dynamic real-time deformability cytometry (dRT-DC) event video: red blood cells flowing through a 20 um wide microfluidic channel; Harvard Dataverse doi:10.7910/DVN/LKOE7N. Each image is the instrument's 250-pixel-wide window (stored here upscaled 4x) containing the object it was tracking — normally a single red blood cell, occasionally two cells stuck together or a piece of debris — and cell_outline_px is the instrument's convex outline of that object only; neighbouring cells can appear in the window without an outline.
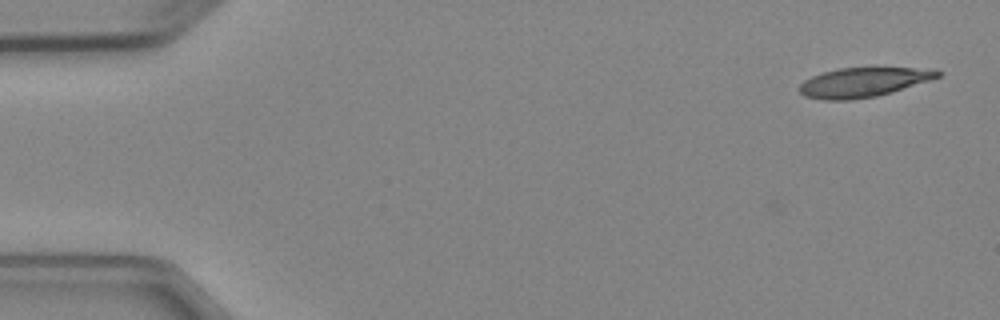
{"species": "Egyptian fruit bat (a non-hibernating species)", "species_latin": "Rousettus aegyptiacus", "temperature_condition": "cold", "stored_images_in_passage": 4, "camera_frame_rate_fps": 3000, "um_per_image_px": 0.085, "animal": {"sex": "female"}, "frame": {"image": 1, "passage_image": 1, "time_ms": 0.0, "image_size_px": [1000, 320], "cell_outline_px": [[944, 72], [940, 76], [892, 92], [876, 96], [852, 100], [824, 100], [804, 96], [796, 88], [804, 80], [812, 76], [824, 72], [840, 68], [912, 68]], "centroid_in_image_um": [73.29, 7.01], "position_along_channel_um": 11.7, "area_um2": 23.41}}
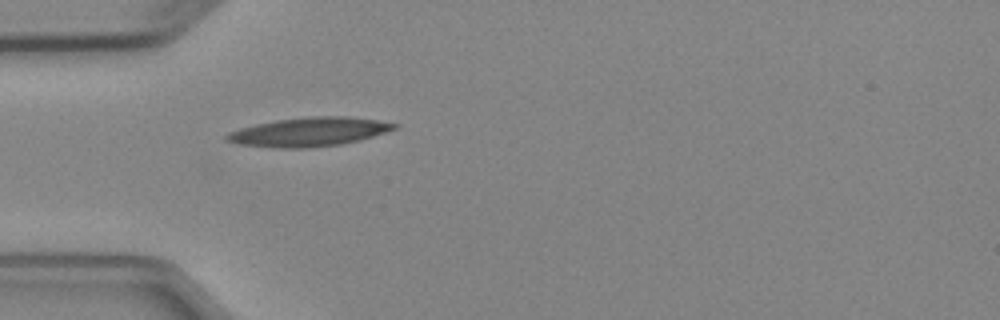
{"frame": {"image": 2, "passage_image": 4, "time_ms": 4.333, "image_size_px": [1000, 320], "cell_outline_px": [[400, 124], [396, 128], [360, 140], [340, 144], [304, 148], [272, 148], [240, 144], [224, 140], [224, 136], [228, 132], [240, 128], [256, 124], [276, 120], [312, 116], [348, 116], [376, 120]], "centroid_in_image_um": [26.23, 11.21], "position_along_channel_um": 58.8, "area_um2": 28.15}}